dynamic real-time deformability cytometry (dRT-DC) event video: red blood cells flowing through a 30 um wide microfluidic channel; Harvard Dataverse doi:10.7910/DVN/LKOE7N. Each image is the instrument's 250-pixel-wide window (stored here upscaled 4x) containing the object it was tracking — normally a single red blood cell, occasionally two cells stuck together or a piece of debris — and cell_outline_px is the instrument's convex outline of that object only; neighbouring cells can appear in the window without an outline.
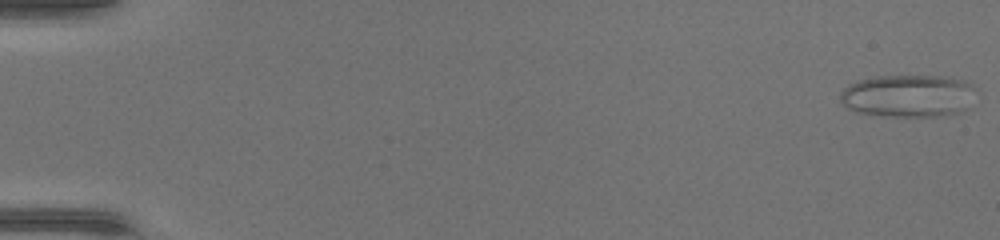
{"species": "common noctule bat (a hibernating species)", "species_latin": "Nyctalus noctula", "temperature_condition": "warm", "stored_images_in_passage": 47, "camera_frame_rate_fps": 3000, "um_per_image_px": 0.085, "animal": {"sex": "female", "body_mass_g": 17.0, "forearm_length_mm": 48.0}, "frame": {"image": 1, "passage_image": 1, "time_ms": 0.0, "image_size_px": [1000, 240], "cell_outline_px": [[972, 88], [968, 108], [960, 112], [944, 116], [880, 116], [856, 112], [848, 108], [840, 100], [840, 92], [848, 84], [860, 80], [876, 76], [952, 76], [964, 80], [972, 84]], "centroid_in_image_um": [77.16, 8.15], "position_along_channel_um": 7.8, "area_um2": 33.7}}
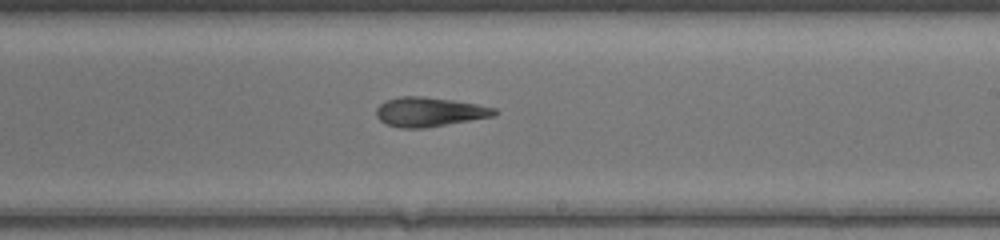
{"frame": {"image": 2, "passage_image": 29, "time_ms": 9.333, "image_size_px": [1000, 240], "cell_outline_px": [[496, 112], [492, 116], [424, 128], [400, 128], [388, 124], [380, 120], [376, 116], [376, 108], [384, 100], [400, 96], [424, 96], [452, 100], [476, 104], [496, 108]], "centroid_in_image_um": [36.43, 9.5], "position_along_channel_um": 252.6, "area_um2": 20.0}}
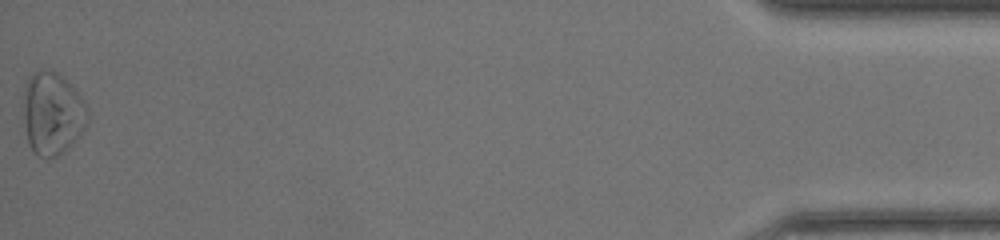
{"frame": {"image": 3, "passage_image": 47, "time_ms": 15.333, "image_size_px": [1000, 240], "cell_outline_px": [[88, 120], [72, 144], [68, 148], [56, 156], [36, 156], [28, 144], [24, 120], [24, 84], [28, 76], [32, 72], [40, 68], [52, 68], [80, 96], [88, 108]], "centroid_in_image_um": [4.41, 9.6], "position_along_channel_um": 430.8, "area_um2": 30.81}}